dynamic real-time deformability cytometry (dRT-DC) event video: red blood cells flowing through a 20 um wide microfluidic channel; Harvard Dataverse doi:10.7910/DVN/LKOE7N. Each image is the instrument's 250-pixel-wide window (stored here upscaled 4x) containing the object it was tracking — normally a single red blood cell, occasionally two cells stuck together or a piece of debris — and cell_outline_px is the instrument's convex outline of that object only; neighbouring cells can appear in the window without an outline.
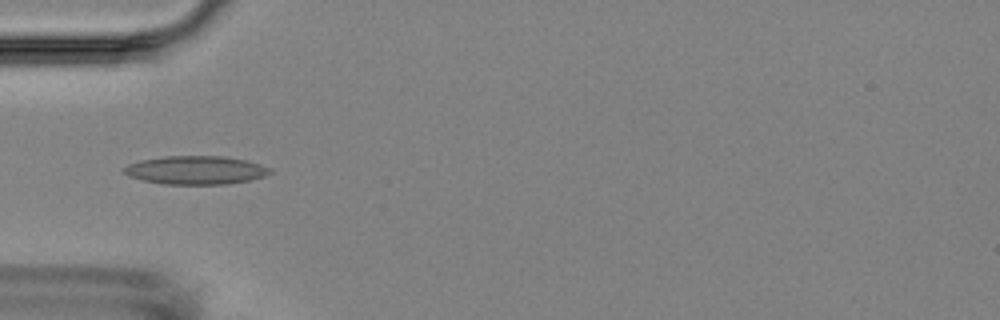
{"species": "Egyptian fruit bat (a non-hibernating species)", "species_latin": "Rousettus aegyptiacus", "temperature_condition": "room temperature", "stored_images_in_passage": 5, "camera_frame_rate_fps": 3000, "um_per_image_px": 0.085, "animal": {"sex": "female"}, "frame": {"image": 1, "passage_image": 1, "time_ms": 0.0, "image_size_px": [1000, 320], "cell_outline_px": [[272, 172], [264, 176], [248, 180], [228, 184], [164, 184], [144, 180], [128, 176], [124, 172], [124, 168], [128, 164], [140, 160], [164, 156], [224, 156], [248, 160], [272, 168]], "centroid_in_image_um": [16.66, 14.45], "position_along_channel_um": 68.3, "area_um2": 24.22}}
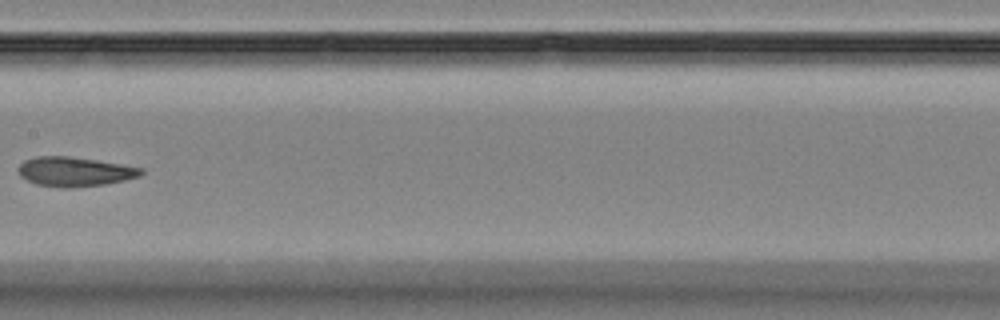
{"frame": {"image": 2, "passage_image": 4, "time_ms": 3.667, "image_size_px": [1000, 320], "cell_outline_px": [[144, 172], [140, 176], [124, 180], [104, 184], [72, 188], [64, 188], [36, 184], [20, 176], [16, 172], [16, 168], [24, 160], [36, 156], [68, 156], [96, 160], [144, 168]], "centroid_in_image_um": [6.31, 14.59], "position_along_channel_um": 201.1, "area_um2": 21.15}}
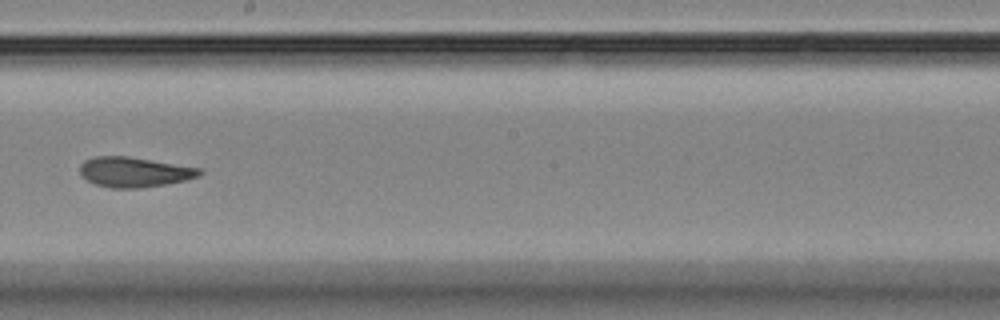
{"frame": {"image": 3, "passage_image": 5, "time_ms": 4.667, "image_size_px": [1000, 320], "cell_outline_px": [[204, 172], [200, 176], [184, 180], [164, 184], [140, 188], [108, 188], [96, 184], [80, 176], [80, 164], [84, 160], [92, 156], [128, 156], [204, 168]], "centroid_in_image_um": [11.42, 14.61], "position_along_channel_um": 236.8, "area_um2": 21.21}}